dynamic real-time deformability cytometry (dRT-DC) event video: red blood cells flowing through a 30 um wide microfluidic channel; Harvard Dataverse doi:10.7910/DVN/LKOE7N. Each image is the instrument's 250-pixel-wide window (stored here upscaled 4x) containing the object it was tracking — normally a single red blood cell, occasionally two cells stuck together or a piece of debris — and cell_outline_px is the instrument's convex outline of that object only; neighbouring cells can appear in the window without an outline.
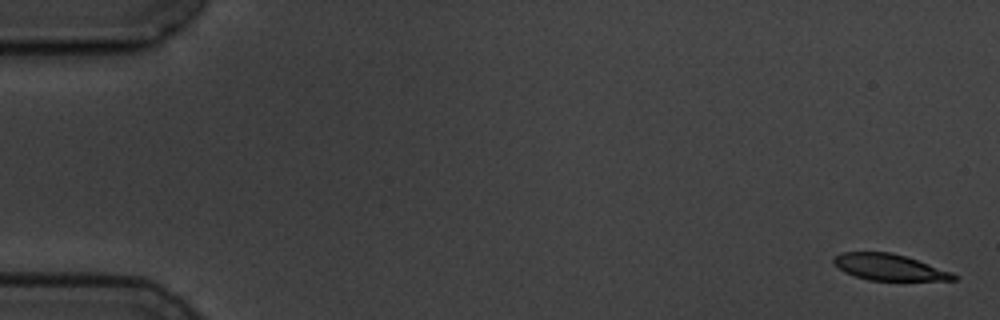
{"species": "common noctule bat (a hibernating species)", "species_latin": "Nyctalus noctula", "temperature_condition": "cold", "stored_images_in_passage": 6, "camera_frame_rate_fps": 3000, "um_per_image_px": 0.085, "animal": {"sex": "male", "body_mass_g": 19.5, "forearm_length_mm": 54.6}, "frame": {"image": 1, "passage_image": 1, "time_ms": 0.0, "image_size_px": [1000, 320], "cell_outline_px": [[960, 276], [956, 280], [868, 280], [844, 272], [832, 260], [832, 256], [840, 252], [892, 252], [952, 272]], "centroid_in_image_um": [75.57, 22.71], "position_along_channel_um": 9.4, "area_um2": 18.21}}
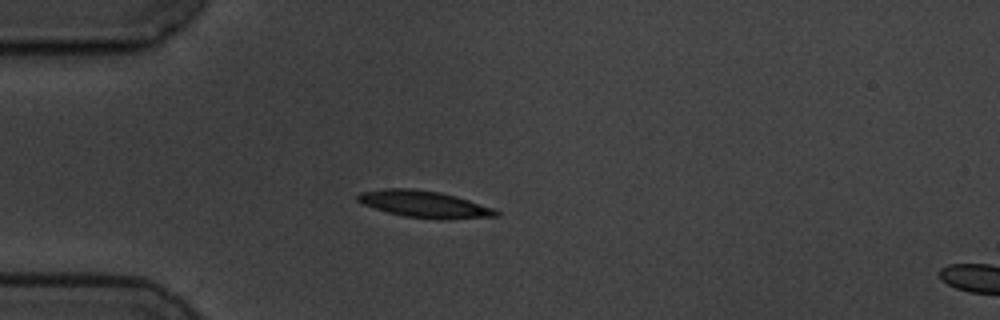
{"frame": {"image": 2, "passage_image": 5, "time_ms": 4.667, "image_size_px": [1000, 320], "cell_outline_px": [[500, 216], [444, 220], [440, 220], [404, 216], [388, 212], [364, 204], [356, 200], [356, 196], [360, 192], [384, 188], [412, 188], [440, 192], [456, 196], [496, 208], [500, 212]], "centroid_in_image_um": [36.13, 17.36], "position_along_channel_um": 48.9, "area_um2": 21.85}}